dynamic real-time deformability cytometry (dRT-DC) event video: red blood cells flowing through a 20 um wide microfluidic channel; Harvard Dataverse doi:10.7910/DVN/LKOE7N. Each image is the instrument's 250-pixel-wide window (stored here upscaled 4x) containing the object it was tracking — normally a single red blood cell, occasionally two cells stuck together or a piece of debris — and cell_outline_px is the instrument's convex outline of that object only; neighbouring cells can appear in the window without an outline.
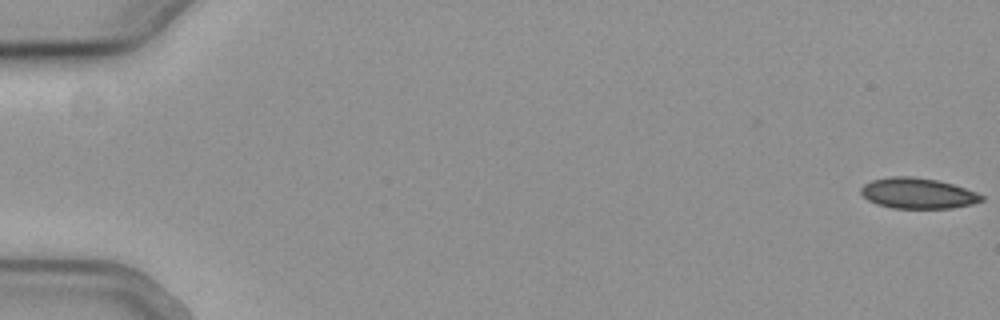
{"species": "common noctule bat (a hibernating species)", "species_latin": "Nyctalus noctula", "temperature_condition": "cold", "stored_images_in_passage": 56, "camera_frame_rate_fps": 3000, "um_per_image_px": 0.085, "animal": {"sex": "female", "body_mass_g": 19.3, "forearm_length_mm": 54.1}, "frame": {"image": 1, "passage_image": 1, "time_ms": 0.0, "image_size_px": [1000, 320], "cell_outline_px": [[984, 200], [972, 204], [952, 208], [892, 208], [876, 204], [868, 200], [860, 192], [860, 188], [864, 184], [872, 180], [892, 176], [912, 176], [936, 180], [952, 184], [976, 192], [984, 196]], "centroid_in_image_um": [78.0, 16.43], "position_along_channel_um": 7.0, "area_um2": 21.5}}
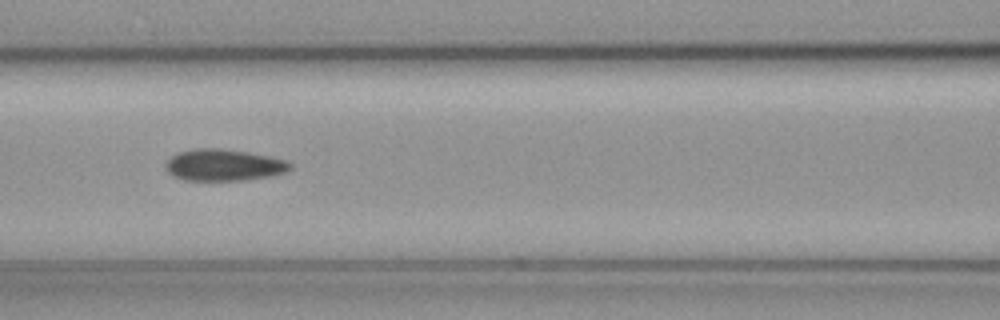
{"frame": {"image": 2, "passage_image": 26, "time_ms": 8.333, "image_size_px": [1000, 320], "cell_outline_px": [[292, 168], [284, 172], [272, 176], [244, 180], [184, 180], [172, 176], [164, 168], [164, 164], [176, 152], [196, 148], [220, 148], [248, 152], [288, 160], [292, 164]], "centroid_in_image_um": [19.0, 14.02], "position_along_channel_um": 147.6, "area_um2": 23.18}}
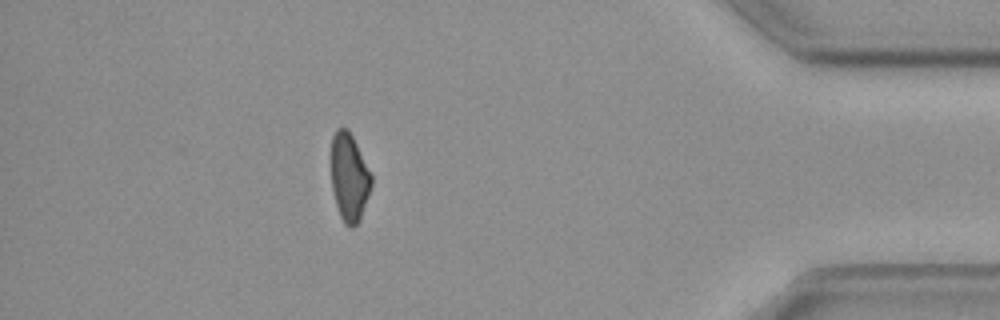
{"frame": {"image": 3, "passage_image": 50, "time_ms": 16.333, "image_size_px": [1000, 320], "cell_outline_px": [[372, 184], [360, 220], [352, 228], [344, 224], [340, 216], [336, 204], [332, 188], [332, 136], [336, 128], [348, 128], [372, 176]], "centroid_in_image_um": [29.68, 15.08], "position_along_channel_um": 405.5, "area_um2": 20.35}}